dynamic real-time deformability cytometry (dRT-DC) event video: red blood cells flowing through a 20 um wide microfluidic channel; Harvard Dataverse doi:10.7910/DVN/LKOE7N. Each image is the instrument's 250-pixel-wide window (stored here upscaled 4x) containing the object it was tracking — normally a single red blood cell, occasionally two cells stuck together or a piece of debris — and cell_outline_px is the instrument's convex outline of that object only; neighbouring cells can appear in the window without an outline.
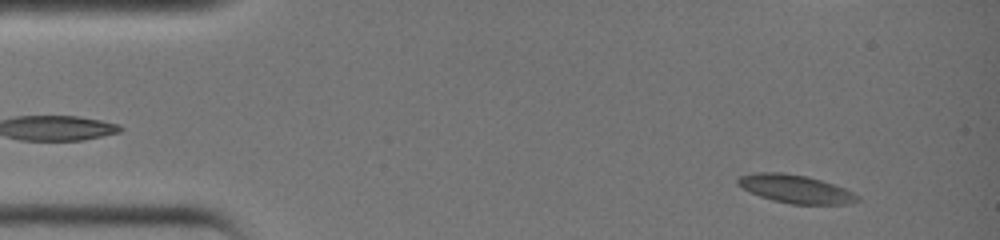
{"species": "common noctule bat (a hibernating species)", "species_latin": "Nyctalus noctula", "temperature_condition": "warm", "stored_images_in_passage": 18, "camera_frame_rate_fps": 3000, "um_per_image_px": 0.085, "animal": {"sex": "female", "body_mass_g": 19.0, "forearm_length_mm": 51.5}, "frame": {"image": 1, "passage_image": 3, "time_ms": 0.667, "image_size_px": [1000, 240], "cell_outline_px": [[860, 200], [844, 204], [792, 204], [772, 200], [760, 196], [736, 184], [736, 180], [740, 176], [756, 172], [784, 172], [808, 176], [844, 188], [852, 192]], "centroid_in_image_um": [67.58, 16.05], "position_along_channel_um": 17.4, "area_um2": 19.42}}
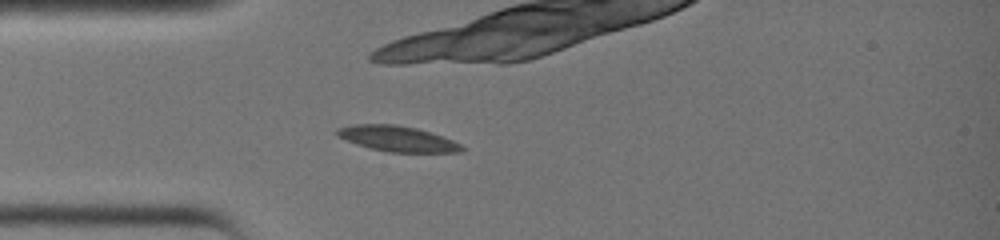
{"frame": {"image": 2, "passage_image": 10, "time_ms": 3.0, "image_size_px": [1000, 240], "cell_outline_px": [[464, 148], [460, 152], [388, 152], [372, 148], [348, 140], [340, 136], [336, 132], [336, 128], [356, 124], [396, 124], [416, 128], [452, 140], [460, 144]], "centroid_in_image_um": [33.79, 11.78], "position_along_channel_um": 51.2, "area_um2": 18.03}}
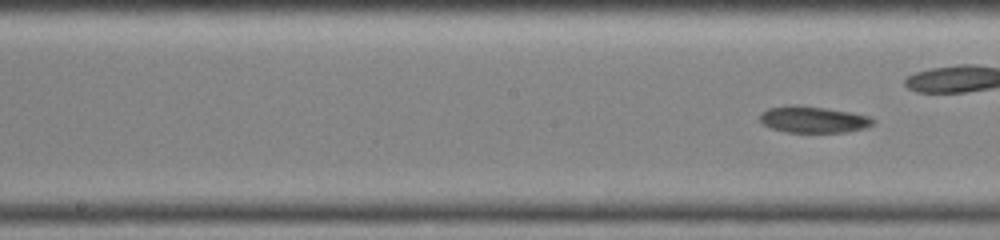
{"frame": {"image": 3, "passage_image": 18, "time_ms": 5.667, "image_size_px": [1000, 240], "cell_outline_px": [[876, 120], [872, 124], [864, 128], [844, 132], [788, 132], [772, 128], [764, 124], [760, 120], [760, 112], [768, 108], [788, 104], [796, 104], [852, 112], [868, 116]], "centroid_in_image_um": [69.1, 10.14], "position_along_channel_um": 179.1, "area_um2": 17.46}}